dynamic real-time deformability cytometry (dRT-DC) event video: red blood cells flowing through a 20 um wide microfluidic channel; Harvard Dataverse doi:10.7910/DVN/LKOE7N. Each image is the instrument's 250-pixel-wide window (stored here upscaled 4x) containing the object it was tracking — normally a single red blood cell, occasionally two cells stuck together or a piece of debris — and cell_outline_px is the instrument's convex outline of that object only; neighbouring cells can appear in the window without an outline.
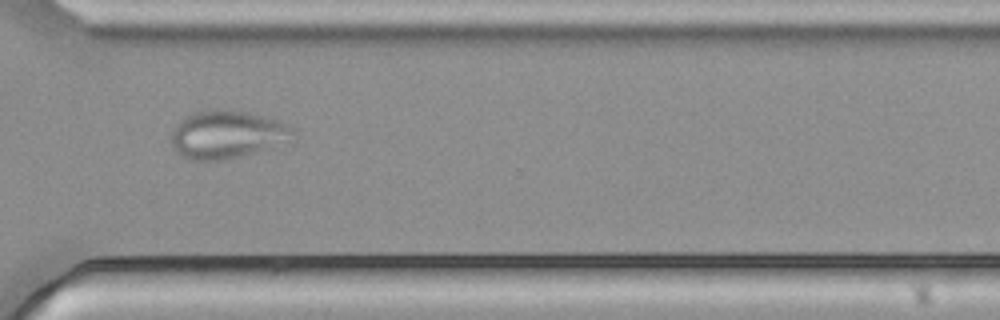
{"species": "common noctule bat (a hibernating species)", "species_latin": "Nyctalus noctula", "temperature_condition": "cold", "stored_images_in_passage": 38, "camera_frame_rate_fps": 3000, "um_per_image_px": 0.085, "animal": {"sex": "male", "body_mass_g": 21.5, "forearm_length_mm": 52.0}, "frame": {"image": 1, "passage_image": 27, "time_ms": 8.667, "image_size_px": [1000, 320], "cell_outline_px": [[296, 136], [292, 144], [224, 160], [188, 160], [180, 156], [176, 152], [172, 144], [172, 128], [184, 116], [192, 112], [212, 108], [224, 108], [252, 112], [288, 124], [296, 132]], "centroid_in_image_um": [19.37, 11.43], "position_along_channel_um": 351.2, "area_um2": 35.43}}